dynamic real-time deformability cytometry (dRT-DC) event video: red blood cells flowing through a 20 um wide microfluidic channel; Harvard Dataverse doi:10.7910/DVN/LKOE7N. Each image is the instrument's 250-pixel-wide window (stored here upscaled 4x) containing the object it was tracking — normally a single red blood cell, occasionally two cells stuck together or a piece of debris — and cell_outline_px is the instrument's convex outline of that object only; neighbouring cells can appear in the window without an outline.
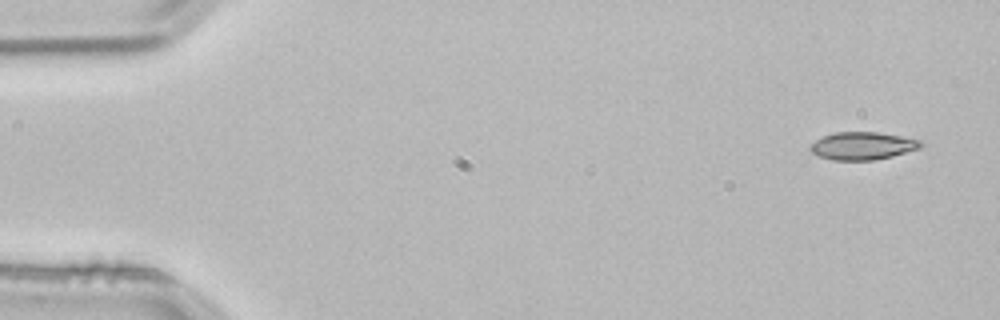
{"species": "common noctule bat (a hibernating species)", "species_latin": "Nyctalus noctula", "temperature_condition": "room temperature", "stored_images_in_passage": 4, "segment_of_instrument_passage": [1, 2], "camera_frame_rate_fps": 3000, "um_per_image_px": 0.085, "animal": {"sex": "male", "body_mass_g": 21.5, "forearm_length_mm": 52.0}, "frame": {"image": 1, "passage_image": 1, "time_ms": 0.0, "image_size_px": [1000, 320], "cell_outline_px": [[924, 144], [920, 148], [892, 156], [876, 160], [832, 160], [820, 156], [812, 152], [808, 148], [816, 140], [824, 136], [836, 132], [876, 132], [900, 136], [920, 140]], "centroid_in_image_um": [73.33, 12.4], "position_along_channel_um": 11.7, "area_um2": 17.69}}